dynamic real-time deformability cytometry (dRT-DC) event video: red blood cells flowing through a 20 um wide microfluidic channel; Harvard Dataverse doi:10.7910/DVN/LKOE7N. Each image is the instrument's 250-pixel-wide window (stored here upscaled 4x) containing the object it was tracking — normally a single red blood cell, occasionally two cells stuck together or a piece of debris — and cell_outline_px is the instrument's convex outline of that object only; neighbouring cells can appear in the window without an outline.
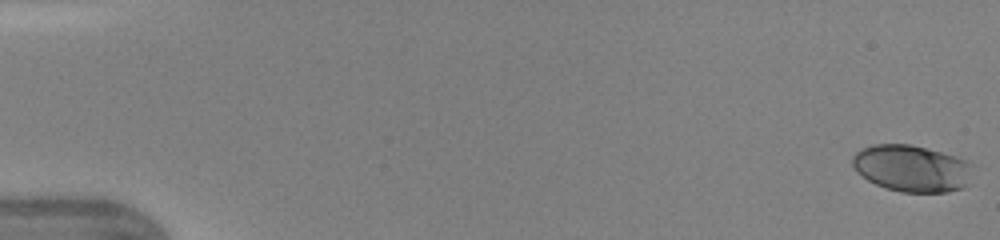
{"species": "human", "species_latin": "Homo sapiens", "temperature_condition": "warm", "stored_images_in_passage": 47, "camera_frame_rate_fps": 3000, "um_per_image_px": 0.085, "donor": {"sex": "female"}, "frame": {"image": 1, "passage_image": 1, "time_ms": 0.0, "image_size_px": [1000, 240], "cell_outline_px": [[972, 164], [964, 188], [948, 192], [900, 192], [884, 188], [868, 180], [856, 172], [852, 164], [852, 156], [856, 152], [872, 144], [908, 144], [956, 156]], "centroid_in_image_um": [77.44, 14.32], "position_along_channel_um": 7.6, "area_um2": 32.54}}
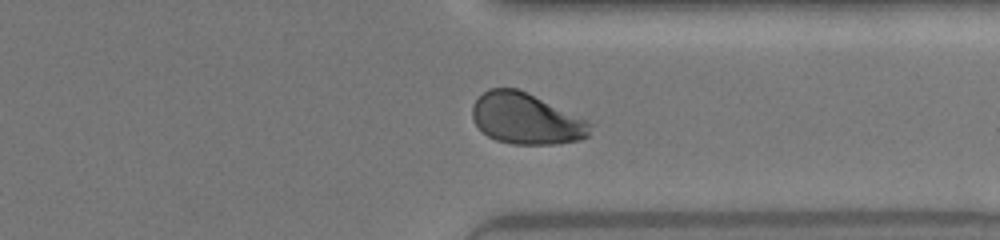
{"frame": {"image": 2, "passage_image": 37, "time_ms": 12.0, "image_size_px": [1000, 240], "cell_outline_px": [[596, 124], [588, 136], [580, 140], [556, 144], [512, 144], [496, 140], [488, 136], [472, 120], [472, 104], [488, 88], [516, 88], [528, 92], [588, 120]], "centroid_in_image_um": [44.76, 10.09], "position_along_channel_um": 366.6, "area_um2": 35.37}}
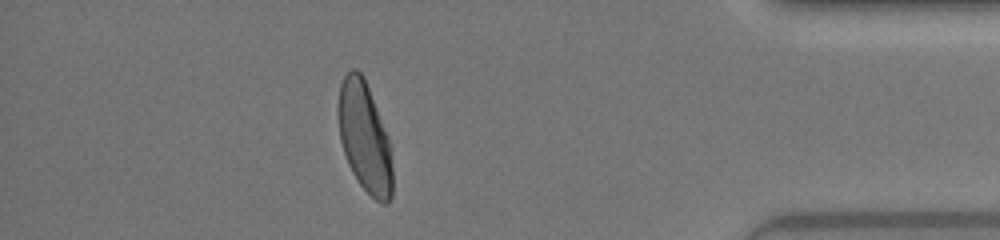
{"frame": {"image": 3, "passage_image": 42, "time_ms": 13.667, "image_size_px": [1000, 240], "cell_outline_px": [[392, 196], [388, 204], [380, 204], [360, 184], [352, 172], [348, 164], [340, 140], [336, 108], [340, 84], [344, 76], [352, 68], [356, 68], [364, 76], [388, 136], [392, 168]], "centroid_in_image_um": [30.97, 11.64], "position_along_channel_um": 404.2, "area_um2": 34.97}, "authors_computed_cell_mechanics": {"area_um2": 35.2002, "velocity_mm_per_s": 4.3759, "shape_relaxation_time_tau1_ms": 2.8988, "shape_relaxation_time_tau2_ms": null, "deformation_change_tau1": 0.139, "deformation_change_tau2": null}}